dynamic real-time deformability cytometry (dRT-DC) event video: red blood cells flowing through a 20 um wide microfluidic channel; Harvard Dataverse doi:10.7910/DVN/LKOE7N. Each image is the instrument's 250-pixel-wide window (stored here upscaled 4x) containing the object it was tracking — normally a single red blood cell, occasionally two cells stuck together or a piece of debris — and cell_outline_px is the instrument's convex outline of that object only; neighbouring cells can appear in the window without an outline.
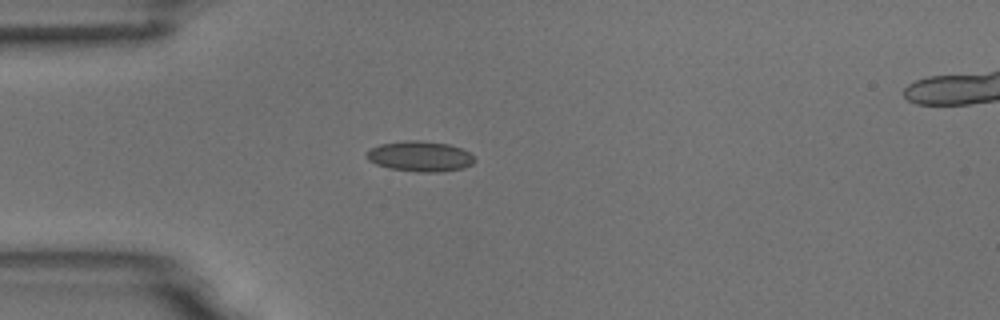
{"species": "common noctule bat (a hibernating species)", "species_latin": "Nyctalus noctula", "temperature_condition": "room temperature", "stored_images_in_passage": 1, "camera_frame_rate_fps": 3000, "um_per_image_px": 0.085, "animal": {"sex": "male", "body_mass_g": 18.8}, "frame": {"image": 1, "passage_image": 1, "time_ms": 0.0, "image_size_px": [1000, 320], "cell_outline_px": [[476, 160], [472, 164], [464, 168], [440, 172], [416, 172], [388, 168], [376, 164], [368, 160], [364, 156], [372, 148], [380, 144], [404, 140], [420, 140], [448, 144], [460, 148], [468, 152]], "centroid_in_image_um": [35.69, 13.29], "position_along_channel_um": 49.3, "area_um2": 19.19}}